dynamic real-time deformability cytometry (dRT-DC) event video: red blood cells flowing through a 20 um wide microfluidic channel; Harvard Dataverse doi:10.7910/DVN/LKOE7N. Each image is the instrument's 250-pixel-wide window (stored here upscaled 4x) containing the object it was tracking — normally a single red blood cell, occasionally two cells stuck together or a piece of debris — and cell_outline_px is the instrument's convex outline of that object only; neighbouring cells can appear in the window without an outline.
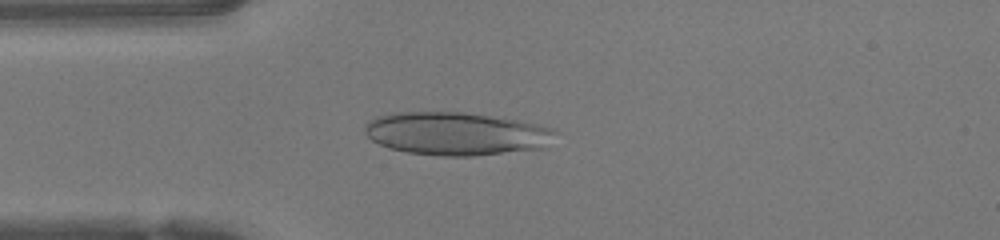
{"species": "human", "species_latin": "Homo sapiens", "temperature_condition": "warm", "stored_images_in_passage": 45, "camera_frame_rate_fps": 3000, "um_per_image_px": 0.085, "donor": {"sex": "female"}, "frame": {"image": 1, "passage_image": 10, "time_ms": 3.0, "image_size_px": [1000, 240], "cell_outline_px": [[560, 132], [548, 148], [472, 156], [440, 156], [408, 152], [388, 148], [372, 140], [364, 132], [364, 124], [368, 120], [376, 116], [392, 112], [464, 112], [520, 120], [552, 128]], "centroid_in_image_um": [38.82, 11.36], "position_along_channel_um": 46.2, "area_um2": 48.55}}
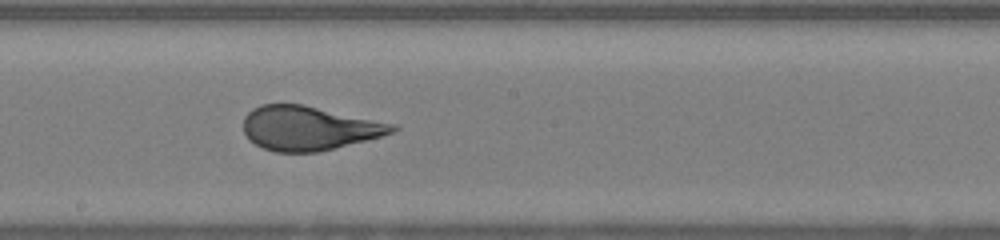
{"frame": {"image": 2, "passage_image": 23, "time_ms": 7.333, "image_size_px": [1000, 240], "cell_outline_px": [[400, 128], [392, 132], [380, 136], [320, 152], [276, 152], [264, 148], [248, 140], [244, 132], [244, 116], [252, 108], [260, 104], [304, 104], [396, 124]], "centroid_in_image_um": [26.23, 10.88], "position_along_channel_um": 222.0, "area_um2": 38.38}}
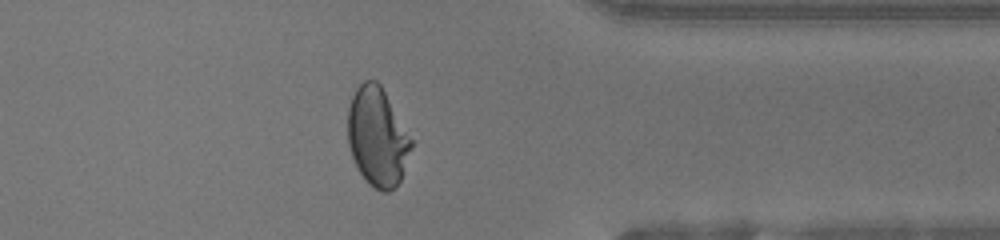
{"frame": {"image": 3, "passage_image": 35, "time_ms": 11.333, "image_size_px": [1000, 240], "cell_outline_px": [[416, 140], [400, 180], [396, 188], [388, 192], [380, 192], [368, 184], [360, 172], [352, 156], [348, 144], [348, 108], [352, 96], [356, 88], [364, 80], [376, 80], [380, 84]], "centroid_in_image_um": [32.13, 11.64], "position_along_channel_um": 379.3, "area_um2": 37.4}, "authors_computed_cell_mechanics": {"area_um2": 40.0554, "velocity_mm_per_s": 4.2556, "shape_relaxation_time_tau1_ms": 10.3175, "shape_relaxation_time_tau2_ms": null, "deformation_change_tau1": 0.3572, "deformation_change_tau2": null}}